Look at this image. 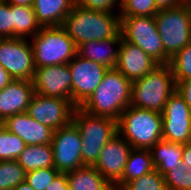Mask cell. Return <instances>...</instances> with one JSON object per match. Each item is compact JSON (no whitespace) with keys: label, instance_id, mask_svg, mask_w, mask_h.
Wrapping results in <instances>:
<instances>
[{"label":"cell","instance_id":"1","mask_svg":"<svg viewBox=\"0 0 191 190\" xmlns=\"http://www.w3.org/2000/svg\"><path fill=\"white\" fill-rule=\"evenodd\" d=\"M132 82L116 68L108 69L100 85L80 107L85 112L118 121L131 104Z\"/></svg>","mask_w":191,"mask_h":190},{"label":"cell","instance_id":"2","mask_svg":"<svg viewBox=\"0 0 191 190\" xmlns=\"http://www.w3.org/2000/svg\"><path fill=\"white\" fill-rule=\"evenodd\" d=\"M76 46L88 41L115 37L120 32V15L74 5L61 25Z\"/></svg>","mask_w":191,"mask_h":190},{"label":"cell","instance_id":"3","mask_svg":"<svg viewBox=\"0 0 191 190\" xmlns=\"http://www.w3.org/2000/svg\"><path fill=\"white\" fill-rule=\"evenodd\" d=\"M162 113L130 105L117 121V132L134 149H150L162 139Z\"/></svg>","mask_w":191,"mask_h":190},{"label":"cell","instance_id":"4","mask_svg":"<svg viewBox=\"0 0 191 190\" xmlns=\"http://www.w3.org/2000/svg\"><path fill=\"white\" fill-rule=\"evenodd\" d=\"M176 82L169 64L158 65L141 79L132 82L131 104L162 113Z\"/></svg>","mask_w":191,"mask_h":190},{"label":"cell","instance_id":"5","mask_svg":"<svg viewBox=\"0 0 191 190\" xmlns=\"http://www.w3.org/2000/svg\"><path fill=\"white\" fill-rule=\"evenodd\" d=\"M72 122L77 126L82 141V162L93 166L106 143L117 135V121L95 116L75 107Z\"/></svg>","mask_w":191,"mask_h":190},{"label":"cell","instance_id":"6","mask_svg":"<svg viewBox=\"0 0 191 190\" xmlns=\"http://www.w3.org/2000/svg\"><path fill=\"white\" fill-rule=\"evenodd\" d=\"M31 38L35 68L68 64L77 55V46L62 26L41 27Z\"/></svg>","mask_w":191,"mask_h":190},{"label":"cell","instance_id":"7","mask_svg":"<svg viewBox=\"0 0 191 190\" xmlns=\"http://www.w3.org/2000/svg\"><path fill=\"white\" fill-rule=\"evenodd\" d=\"M164 52L172 58L191 42V1L154 15Z\"/></svg>","mask_w":191,"mask_h":190},{"label":"cell","instance_id":"8","mask_svg":"<svg viewBox=\"0 0 191 190\" xmlns=\"http://www.w3.org/2000/svg\"><path fill=\"white\" fill-rule=\"evenodd\" d=\"M122 39L140 47L159 65L169 64L154 16H120Z\"/></svg>","mask_w":191,"mask_h":190},{"label":"cell","instance_id":"9","mask_svg":"<svg viewBox=\"0 0 191 190\" xmlns=\"http://www.w3.org/2000/svg\"><path fill=\"white\" fill-rule=\"evenodd\" d=\"M0 63L14 80H32L35 72L32 45L26 38H0Z\"/></svg>","mask_w":191,"mask_h":190},{"label":"cell","instance_id":"10","mask_svg":"<svg viewBox=\"0 0 191 190\" xmlns=\"http://www.w3.org/2000/svg\"><path fill=\"white\" fill-rule=\"evenodd\" d=\"M54 168L61 173L85 166L82 162V141L77 126L71 121L54 131L51 141Z\"/></svg>","mask_w":191,"mask_h":190},{"label":"cell","instance_id":"11","mask_svg":"<svg viewBox=\"0 0 191 190\" xmlns=\"http://www.w3.org/2000/svg\"><path fill=\"white\" fill-rule=\"evenodd\" d=\"M68 67L72 76V104L81 107L93 94L109 68L76 55Z\"/></svg>","mask_w":191,"mask_h":190},{"label":"cell","instance_id":"12","mask_svg":"<svg viewBox=\"0 0 191 190\" xmlns=\"http://www.w3.org/2000/svg\"><path fill=\"white\" fill-rule=\"evenodd\" d=\"M162 139L186 144L191 141V109L175 90L162 112Z\"/></svg>","mask_w":191,"mask_h":190},{"label":"cell","instance_id":"13","mask_svg":"<svg viewBox=\"0 0 191 190\" xmlns=\"http://www.w3.org/2000/svg\"><path fill=\"white\" fill-rule=\"evenodd\" d=\"M74 109L75 106L70 100L35 93L26 113L55 131L72 121Z\"/></svg>","mask_w":191,"mask_h":190},{"label":"cell","instance_id":"14","mask_svg":"<svg viewBox=\"0 0 191 190\" xmlns=\"http://www.w3.org/2000/svg\"><path fill=\"white\" fill-rule=\"evenodd\" d=\"M32 82L35 93L72 102V76L68 64L35 68Z\"/></svg>","mask_w":191,"mask_h":190},{"label":"cell","instance_id":"15","mask_svg":"<svg viewBox=\"0 0 191 190\" xmlns=\"http://www.w3.org/2000/svg\"><path fill=\"white\" fill-rule=\"evenodd\" d=\"M132 146L118 133L102 148L95 169L112 185L122 177Z\"/></svg>","mask_w":191,"mask_h":190},{"label":"cell","instance_id":"16","mask_svg":"<svg viewBox=\"0 0 191 190\" xmlns=\"http://www.w3.org/2000/svg\"><path fill=\"white\" fill-rule=\"evenodd\" d=\"M158 65L140 47L121 39L116 69L131 82L141 79Z\"/></svg>","mask_w":191,"mask_h":190},{"label":"cell","instance_id":"17","mask_svg":"<svg viewBox=\"0 0 191 190\" xmlns=\"http://www.w3.org/2000/svg\"><path fill=\"white\" fill-rule=\"evenodd\" d=\"M34 94L32 80H12L0 90V123L7 117L25 113Z\"/></svg>","mask_w":191,"mask_h":190},{"label":"cell","instance_id":"18","mask_svg":"<svg viewBox=\"0 0 191 190\" xmlns=\"http://www.w3.org/2000/svg\"><path fill=\"white\" fill-rule=\"evenodd\" d=\"M0 124L18 135L26 145L51 144L54 135V130L39 123L26 112L7 117Z\"/></svg>","mask_w":191,"mask_h":190},{"label":"cell","instance_id":"19","mask_svg":"<svg viewBox=\"0 0 191 190\" xmlns=\"http://www.w3.org/2000/svg\"><path fill=\"white\" fill-rule=\"evenodd\" d=\"M121 39L122 36L119 32L112 38L82 43L77 46V55L84 59L100 63L109 69L116 68ZM114 45H118L115 50L112 48Z\"/></svg>","mask_w":191,"mask_h":190},{"label":"cell","instance_id":"20","mask_svg":"<svg viewBox=\"0 0 191 190\" xmlns=\"http://www.w3.org/2000/svg\"><path fill=\"white\" fill-rule=\"evenodd\" d=\"M75 0H34L33 10L41 27L61 26Z\"/></svg>","mask_w":191,"mask_h":190},{"label":"cell","instance_id":"21","mask_svg":"<svg viewBox=\"0 0 191 190\" xmlns=\"http://www.w3.org/2000/svg\"><path fill=\"white\" fill-rule=\"evenodd\" d=\"M184 144L174 143L164 139L159 140L150 148L153 164L156 170L164 175L170 169L178 167L183 163Z\"/></svg>","mask_w":191,"mask_h":190},{"label":"cell","instance_id":"22","mask_svg":"<svg viewBox=\"0 0 191 190\" xmlns=\"http://www.w3.org/2000/svg\"><path fill=\"white\" fill-rule=\"evenodd\" d=\"M66 175L69 190H109L112 186L94 166L85 165Z\"/></svg>","mask_w":191,"mask_h":190},{"label":"cell","instance_id":"23","mask_svg":"<svg viewBox=\"0 0 191 190\" xmlns=\"http://www.w3.org/2000/svg\"><path fill=\"white\" fill-rule=\"evenodd\" d=\"M156 168L153 164L150 149H132L121 179L115 184L123 187L127 182L146 175Z\"/></svg>","mask_w":191,"mask_h":190},{"label":"cell","instance_id":"24","mask_svg":"<svg viewBox=\"0 0 191 190\" xmlns=\"http://www.w3.org/2000/svg\"><path fill=\"white\" fill-rule=\"evenodd\" d=\"M17 161L26 173L37 169L54 168L52 146L51 144L27 145Z\"/></svg>","mask_w":191,"mask_h":190},{"label":"cell","instance_id":"25","mask_svg":"<svg viewBox=\"0 0 191 190\" xmlns=\"http://www.w3.org/2000/svg\"><path fill=\"white\" fill-rule=\"evenodd\" d=\"M12 27L13 37L26 39L34 37L41 29L32 6L12 5Z\"/></svg>","mask_w":191,"mask_h":190},{"label":"cell","instance_id":"26","mask_svg":"<svg viewBox=\"0 0 191 190\" xmlns=\"http://www.w3.org/2000/svg\"><path fill=\"white\" fill-rule=\"evenodd\" d=\"M26 143L0 124V161L17 160Z\"/></svg>","mask_w":191,"mask_h":190},{"label":"cell","instance_id":"27","mask_svg":"<svg viewBox=\"0 0 191 190\" xmlns=\"http://www.w3.org/2000/svg\"><path fill=\"white\" fill-rule=\"evenodd\" d=\"M25 178L26 172L17 160L0 161V190H12Z\"/></svg>","mask_w":191,"mask_h":190},{"label":"cell","instance_id":"28","mask_svg":"<svg viewBox=\"0 0 191 190\" xmlns=\"http://www.w3.org/2000/svg\"><path fill=\"white\" fill-rule=\"evenodd\" d=\"M175 81L191 78V42L179 50L169 62Z\"/></svg>","mask_w":191,"mask_h":190},{"label":"cell","instance_id":"29","mask_svg":"<svg viewBox=\"0 0 191 190\" xmlns=\"http://www.w3.org/2000/svg\"><path fill=\"white\" fill-rule=\"evenodd\" d=\"M167 190H191V167L182 163L164 175Z\"/></svg>","mask_w":191,"mask_h":190},{"label":"cell","instance_id":"30","mask_svg":"<svg viewBox=\"0 0 191 190\" xmlns=\"http://www.w3.org/2000/svg\"><path fill=\"white\" fill-rule=\"evenodd\" d=\"M123 188L125 190H167L164 176L156 169L146 175L127 182Z\"/></svg>","mask_w":191,"mask_h":190},{"label":"cell","instance_id":"31","mask_svg":"<svg viewBox=\"0 0 191 190\" xmlns=\"http://www.w3.org/2000/svg\"><path fill=\"white\" fill-rule=\"evenodd\" d=\"M120 16H154L158 9L154 0H121Z\"/></svg>","mask_w":191,"mask_h":190},{"label":"cell","instance_id":"32","mask_svg":"<svg viewBox=\"0 0 191 190\" xmlns=\"http://www.w3.org/2000/svg\"><path fill=\"white\" fill-rule=\"evenodd\" d=\"M59 173L55 168L33 170L26 173L25 182L34 190H46Z\"/></svg>","mask_w":191,"mask_h":190},{"label":"cell","instance_id":"33","mask_svg":"<svg viewBox=\"0 0 191 190\" xmlns=\"http://www.w3.org/2000/svg\"><path fill=\"white\" fill-rule=\"evenodd\" d=\"M13 37L12 4L0 0V38Z\"/></svg>","mask_w":191,"mask_h":190},{"label":"cell","instance_id":"34","mask_svg":"<svg viewBox=\"0 0 191 190\" xmlns=\"http://www.w3.org/2000/svg\"><path fill=\"white\" fill-rule=\"evenodd\" d=\"M75 4L89 10L112 11V13L113 8L117 5H119V9H121V0H75Z\"/></svg>","mask_w":191,"mask_h":190},{"label":"cell","instance_id":"35","mask_svg":"<svg viewBox=\"0 0 191 190\" xmlns=\"http://www.w3.org/2000/svg\"><path fill=\"white\" fill-rule=\"evenodd\" d=\"M176 90L185 99V102L191 109V78L185 81H175Z\"/></svg>","mask_w":191,"mask_h":190},{"label":"cell","instance_id":"36","mask_svg":"<svg viewBox=\"0 0 191 190\" xmlns=\"http://www.w3.org/2000/svg\"><path fill=\"white\" fill-rule=\"evenodd\" d=\"M46 190H69L66 173H59Z\"/></svg>","mask_w":191,"mask_h":190},{"label":"cell","instance_id":"37","mask_svg":"<svg viewBox=\"0 0 191 190\" xmlns=\"http://www.w3.org/2000/svg\"><path fill=\"white\" fill-rule=\"evenodd\" d=\"M158 10L171 9L184 4L187 0H154Z\"/></svg>","mask_w":191,"mask_h":190},{"label":"cell","instance_id":"38","mask_svg":"<svg viewBox=\"0 0 191 190\" xmlns=\"http://www.w3.org/2000/svg\"><path fill=\"white\" fill-rule=\"evenodd\" d=\"M12 80H14L10 74L2 67L0 63V90L7 86Z\"/></svg>","mask_w":191,"mask_h":190},{"label":"cell","instance_id":"39","mask_svg":"<svg viewBox=\"0 0 191 190\" xmlns=\"http://www.w3.org/2000/svg\"><path fill=\"white\" fill-rule=\"evenodd\" d=\"M182 161L188 167H191V141L184 144L183 154H182Z\"/></svg>","mask_w":191,"mask_h":190},{"label":"cell","instance_id":"40","mask_svg":"<svg viewBox=\"0 0 191 190\" xmlns=\"http://www.w3.org/2000/svg\"><path fill=\"white\" fill-rule=\"evenodd\" d=\"M7 3L16 6H32L34 0H5Z\"/></svg>","mask_w":191,"mask_h":190},{"label":"cell","instance_id":"41","mask_svg":"<svg viewBox=\"0 0 191 190\" xmlns=\"http://www.w3.org/2000/svg\"><path fill=\"white\" fill-rule=\"evenodd\" d=\"M12 190H34V189L24 181Z\"/></svg>","mask_w":191,"mask_h":190},{"label":"cell","instance_id":"42","mask_svg":"<svg viewBox=\"0 0 191 190\" xmlns=\"http://www.w3.org/2000/svg\"><path fill=\"white\" fill-rule=\"evenodd\" d=\"M109 190H125V189L121 186L112 185Z\"/></svg>","mask_w":191,"mask_h":190}]
</instances>
